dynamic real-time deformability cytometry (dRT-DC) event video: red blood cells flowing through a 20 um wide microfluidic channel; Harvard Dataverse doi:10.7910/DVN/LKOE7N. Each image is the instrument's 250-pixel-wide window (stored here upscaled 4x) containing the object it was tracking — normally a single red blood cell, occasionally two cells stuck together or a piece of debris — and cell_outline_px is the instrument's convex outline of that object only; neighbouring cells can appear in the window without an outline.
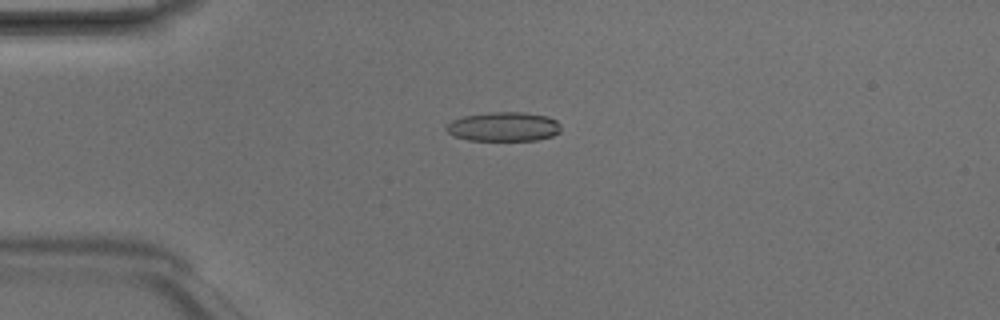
{"species": "Egyptian fruit bat (a non-hibernating species)", "species_latin": "Rousettus aegyptiacus", "temperature_condition": "room temperature", "stored_images_in_passage": 4, "camera_frame_rate_fps": 3000, "um_per_image_px": 0.085, "animal": {"sex": "male"}, "frame": {"image": 1, "passage_image": 2, "time_ms": 0.333, "image_size_px": [1000, 320], "cell_outline_px": [[560, 132], [552, 136], [536, 140], [468, 140], [452, 136], [444, 128], [452, 120], [464, 116], [488, 112], [524, 112], [548, 116], [556, 120], [560, 124]], "centroid_in_image_um": [42.8, 10.76], "position_along_channel_um": 42.2, "area_um2": 19.65}}
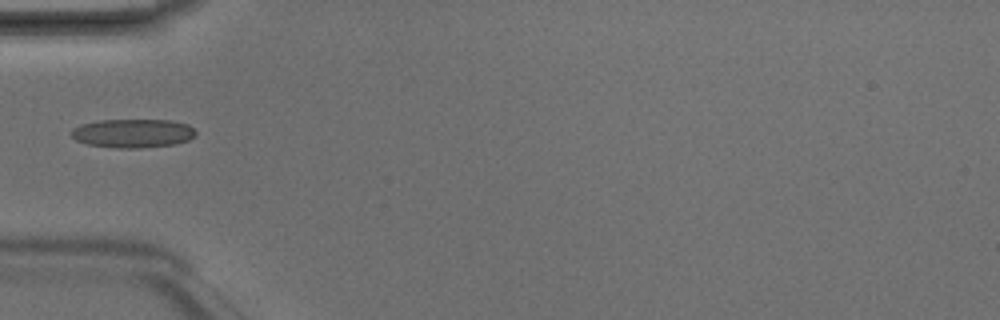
{"frame": {"image": 2, "passage_image": 3, "time_ms": 0.667, "image_size_px": [1000, 320], "cell_outline_px": [[196, 136], [188, 140], [176, 144], [140, 148], [116, 148], [88, 144], [76, 140], [68, 132], [72, 128], [80, 124], [100, 120], [172, 120], [188, 124], [196, 132]], "centroid_in_image_um": [11.28, 11.32], "position_along_channel_um": 73.7, "area_um2": 21.04}}